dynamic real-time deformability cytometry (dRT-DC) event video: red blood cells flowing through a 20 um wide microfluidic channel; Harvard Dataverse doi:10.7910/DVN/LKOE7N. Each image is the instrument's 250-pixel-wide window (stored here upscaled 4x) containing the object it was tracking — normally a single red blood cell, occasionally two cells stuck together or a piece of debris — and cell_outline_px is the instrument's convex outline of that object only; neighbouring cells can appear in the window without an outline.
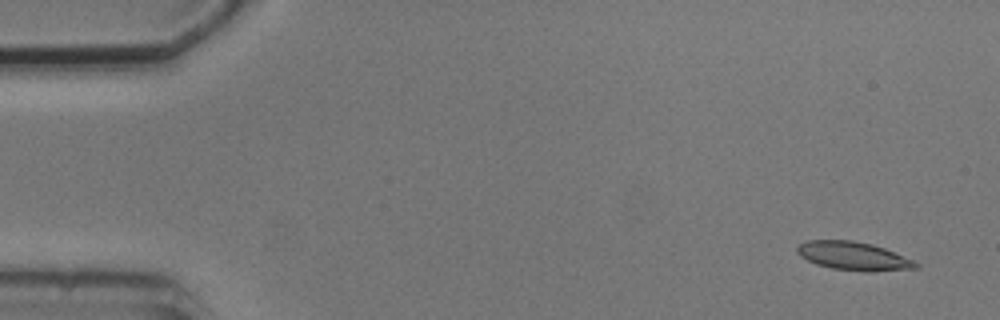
{"species": "common noctule bat (a hibernating species)", "species_latin": "Nyctalus noctula", "temperature_condition": "cold", "stored_images_in_passage": 9, "camera_frame_rate_fps": 3000, "um_per_image_px": 0.085, "animal": {"sex": "male", "body_mass_g": 20.5, "forearm_length_mm": 52.5}, "frame": {"image": 1, "passage_image": 1, "time_ms": 0.0, "image_size_px": [1000, 320], "cell_outline_px": [[920, 268], [868, 272], [832, 268], [816, 264], [800, 256], [796, 252], [796, 248], [800, 244], [808, 240], [852, 240], [872, 244], [884, 248], [916, 260], [920, 264]], "centroid_in_image_um": [72.6, 21.76], "position_along_channel_um": 12.4, "area_um2": 19.83}}
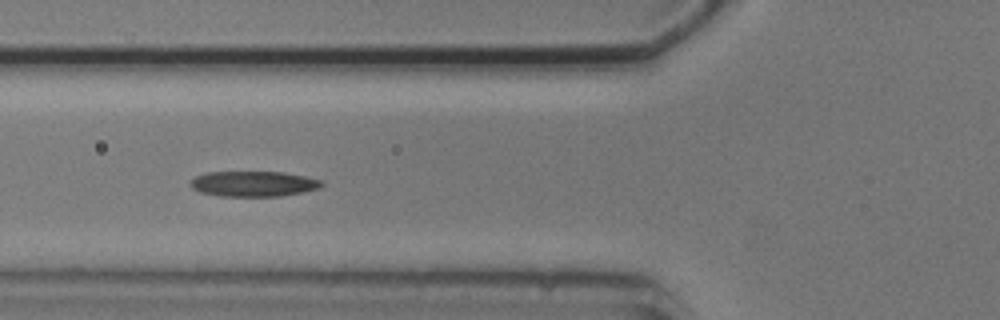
{"frame": {"image": 2, "passage_image": 6, "time_ms": 5.667, "image_size_px": [1000, 320], "cell_outline_px": [[324, 184], [320, 188], [280, 196], [220, 196], [200, 192], [192, 188], [188, 184], [196, 176], [208, 172], [284, 172], [304, 176], [320, 180]], "centroid_in_image_um": [21.52, 15.62], "position_along_channel_um": 104.3, "area_um2": 19.31}}
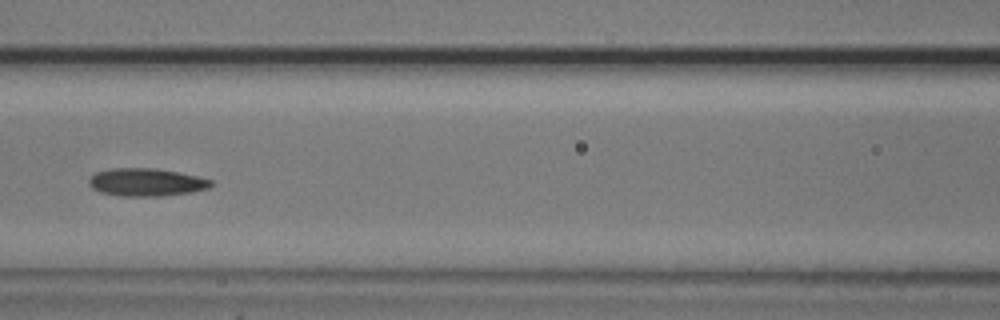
{"frame": {"image": 3, "passage_image": 7, "time_ms": 7.0, "image_size_px": [1000, 320], "cell_outline_px": [[212, 184], [208, 188], [192, 192], [160, 196], [120, 196], [100, 192], [92, 188], [88, 184], [88, 180], [96, 172], [112, 168], [156, 168], [200, 176], [212, 180]], "centroid_in_image_um": [12.43, 15.49], "position_along_channel_um": 154.2, "area_um2": 19.88}}